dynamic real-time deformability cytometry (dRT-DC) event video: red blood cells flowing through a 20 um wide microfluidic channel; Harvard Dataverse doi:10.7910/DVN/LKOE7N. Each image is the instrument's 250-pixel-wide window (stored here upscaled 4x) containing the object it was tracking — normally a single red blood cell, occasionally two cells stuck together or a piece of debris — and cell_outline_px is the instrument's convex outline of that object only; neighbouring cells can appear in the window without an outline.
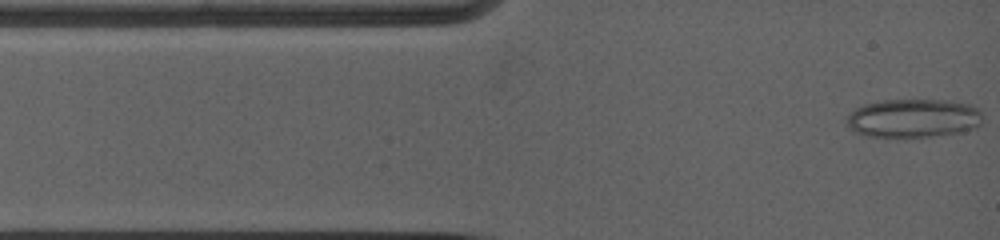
{"species": "common noctule bat (a hibernating species)", "species_latin": "Nyctalus noctula", "temperature_condition": "warm", "stored_images_in_passage": 29, "camera_frame_rate_fps": 5000, "um_per_image_px": 0.085, "animal": {"sex": "female", "body_mass_g": 19.0, "forearm_length_mm": 53.3}, "frame": {"image": 1, "passage_image": 1, "time_ms": 0.0, "image_size_px": [1000, 240], "cell_outline_px": [[980, 124], [976, 128], [964, 132], [928, 136], [868, 136], [856, 132], [848, 124], [848, 116], [856, 108], [864, 104], [884, 100], [944, 100], [968, 104], [980, 108]], "centroid_in_image_um": [77.68, 10.04], "position_along_channel_um": 7.3, "area_um2": 30.17}}
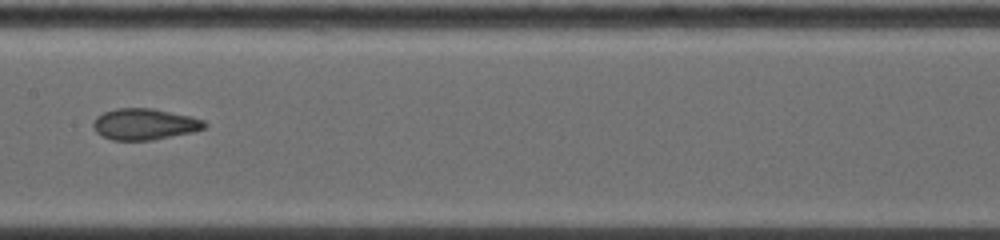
{"frame": {"image": 2, "passage_image": 21, "time_ms": 6.0, "image_size_px": [1000, 240], "cell_outline_px": [[208, 124], [204, 128], [192, 132], [152, 140], [112, 140], [100, 136], [96, 132], [92, 124], [96, 116], [104, 112], [116, 108], [152, 108], [192, 116], [204, 120]], "centroid_in_image_um": [12.27, 10.55], "position_along_channel_um": 195.1, "area_um2": 20.4}}
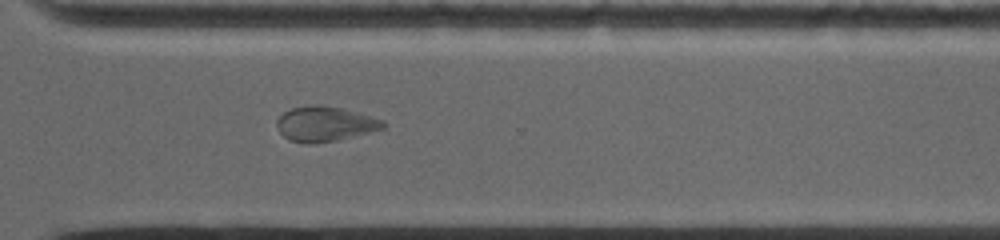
{"frame": {"image": 3, "passage_image": 29, "time_ms": 9.8, "image_size_px": [1000, 240], "cell_outline_px": [[388, 124], [384, 128], [336, 140], [316, 144], [304, 144], [288, 140], [280, 132], [276, 124], [276, 120], [284, 112], [292, 108], [312, 104], [320, 104], [340, 108], [384, 120]], "centroid_in_image_um": [27.59, 10.54], "position_along_channel_um": 343.0, "area_um2": 21.62}}